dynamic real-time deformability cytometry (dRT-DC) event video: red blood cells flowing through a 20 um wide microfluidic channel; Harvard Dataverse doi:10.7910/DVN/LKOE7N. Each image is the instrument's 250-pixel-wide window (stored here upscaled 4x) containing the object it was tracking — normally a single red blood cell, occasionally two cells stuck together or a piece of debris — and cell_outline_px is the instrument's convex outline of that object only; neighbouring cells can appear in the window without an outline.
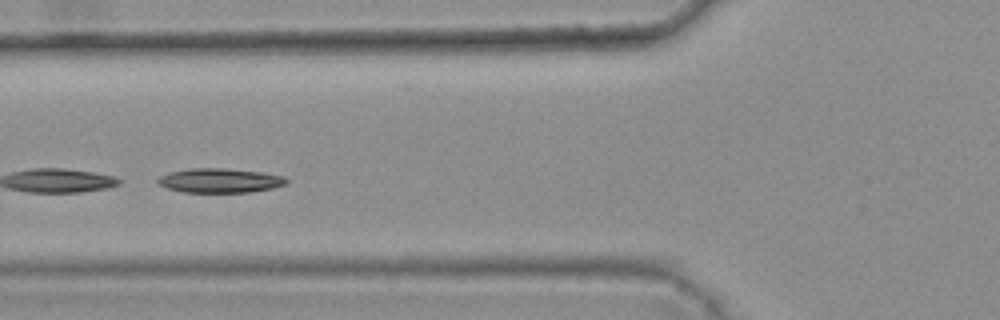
{"species": "common noctule bat (a hibernating species)", "species_latin": "Nyctalus noctula", "temperature_condition": "warm", "stored_images_in_passage": 9, "camera_frame_rate_fps": 3000, "um_per_image_px": 0.085, "animal": {"sex": "female", "body_mass_g": 25.1}, "frame": {"image": 1, "passage_image": 4, "time_ms": 1.0, "image_size_px": [1000, 320], "cell_outline_px": [[288, 184], [272, 188], [252, 192], [184, 192], [168, 188], [160, 184], [156, 180], [160, 176], [168, 172], [188, 168], [224, 168], [260, 172], [284, 176], [288, 180]], "centroid_in_image_um": [18.7, 15.34], "position_along_channel_um": 107.1, "area_um2": 18.26}}